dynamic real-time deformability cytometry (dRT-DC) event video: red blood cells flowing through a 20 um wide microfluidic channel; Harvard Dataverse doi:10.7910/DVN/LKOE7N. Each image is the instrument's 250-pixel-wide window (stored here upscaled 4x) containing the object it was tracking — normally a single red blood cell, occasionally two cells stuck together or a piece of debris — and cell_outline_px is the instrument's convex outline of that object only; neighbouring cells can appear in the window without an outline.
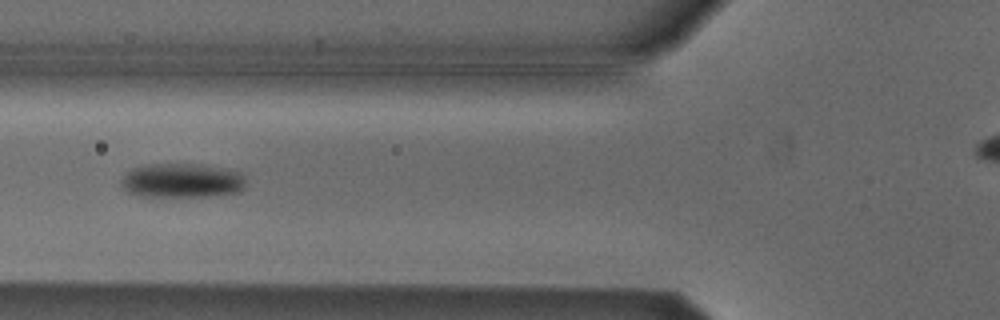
{"species": "Egyptian fruit bat (a non-hibernating species)", "species_latin": "Rousettus aegyptiacus", "temperature_condition": "cold", "stored_images_in_passage": 8, "segment_of_instrument_passage": [1, 2], "camera_frame_rate_fps": 3000, "um_per_image_px": 0.085, "animal": {"sex": "male"}, "frame": {"image": 1, "passage_image": 5, "time_ms": 1.333, "image_size_px": [1000, 320], "cell_outline_px": [[244, 188], [240, 192], [208, 196], [140, 196], [128, 192], [120, 184], [120, 180], [132, 168], [148, 164], [200, 164], [244, 172]], "centroid_in_image_um": [15.48, 15.34], "position_along_channel_um": 110.3, "area_um2": 25.03}}
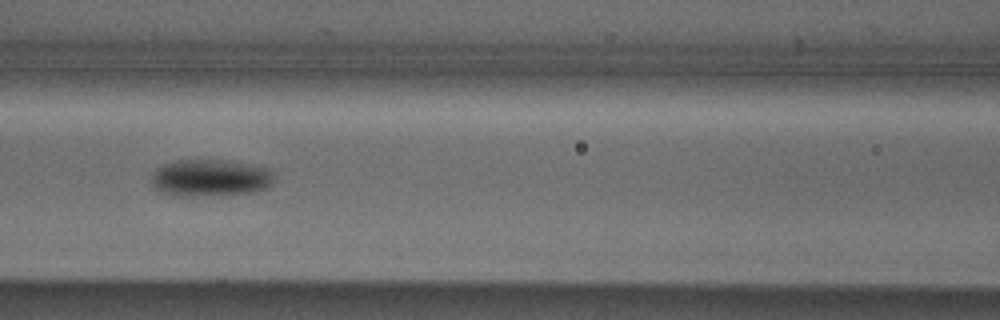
{"frame": {"image": 2, "passage_image": 6, "time_ms": 1.667, "image_size_px": [1000, 320], "cell_outline_px": [[276, 180], [268, 188], [256, 192], [212, 196], [176, 196], [160, 192], [152, 184], [152, 172], [156, 168], [172, 160], [228, 160], [256, 164], [272, 168]], "centroid_in_image_um": [17.95, 15.12], "position_along_channel_um": 148.6, "area_um2": 27.46}}
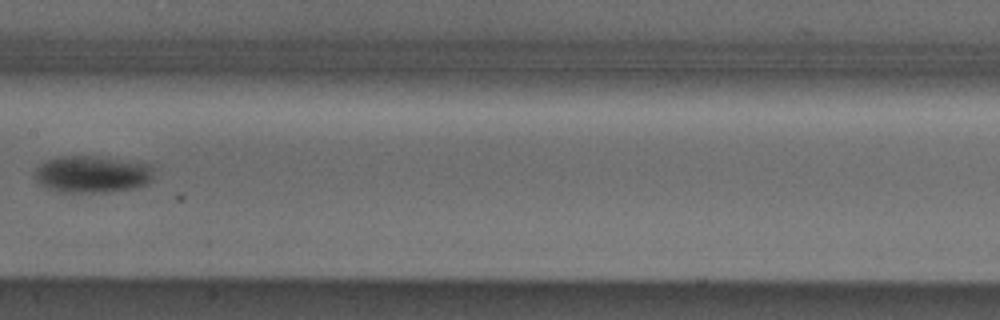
{"frame": {"image": 3, "passage_image": 7, "time_ms": 2.0, "image_size_px": [1000, 320], "cell_outline_px": [[152, 180], [148, 184], [136, 188], [108, 192], [60, 192], [48, 188], [40, 184], [36, 180], [36, 168], [40, 164], [48, 160], [60, 156], [88, 156], [140, 160], [148, 164], [152, 168]], "centroid_in_image_um": [7.9, 14.8], "position_along_channel_um": 199.5, "area_um2": 25.95}}